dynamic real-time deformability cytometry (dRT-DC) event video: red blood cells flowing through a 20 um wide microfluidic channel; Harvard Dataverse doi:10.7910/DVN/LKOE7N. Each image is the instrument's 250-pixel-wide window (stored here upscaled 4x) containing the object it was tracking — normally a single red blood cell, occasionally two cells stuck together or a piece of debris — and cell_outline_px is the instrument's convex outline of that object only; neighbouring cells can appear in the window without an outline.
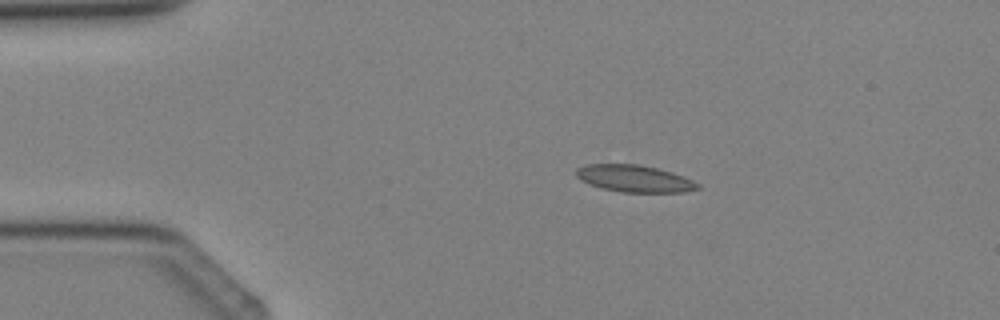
{"species": "Egyptian fruit bat (a non-hibernating species)", "species_latin": "Rousettus aegyptiacus", "temperature_condition": "cold", "stored_images_in_passage": 3, "camera_frame_rate_fps": 3000, "um_per_image_px": 0.085, "animal": {"sex": "female"}, "frame": {"image": 1, "passage_image": 2, "time_ms": 1.333, "image_size_px": [1000, 320], "cell_outline_px": [[700, 188], [684, 192], [620, 192], [588, 184], [580, 180], [576, 176], [576, 168], [584, 164], [636, 164], [656, 168], [672, 172], [684, 176], [700, 184]], "centroid_in_image_um": [53.91, 15.17], "position_along_channel_um": 31.1, "area_um2": 19.13}}